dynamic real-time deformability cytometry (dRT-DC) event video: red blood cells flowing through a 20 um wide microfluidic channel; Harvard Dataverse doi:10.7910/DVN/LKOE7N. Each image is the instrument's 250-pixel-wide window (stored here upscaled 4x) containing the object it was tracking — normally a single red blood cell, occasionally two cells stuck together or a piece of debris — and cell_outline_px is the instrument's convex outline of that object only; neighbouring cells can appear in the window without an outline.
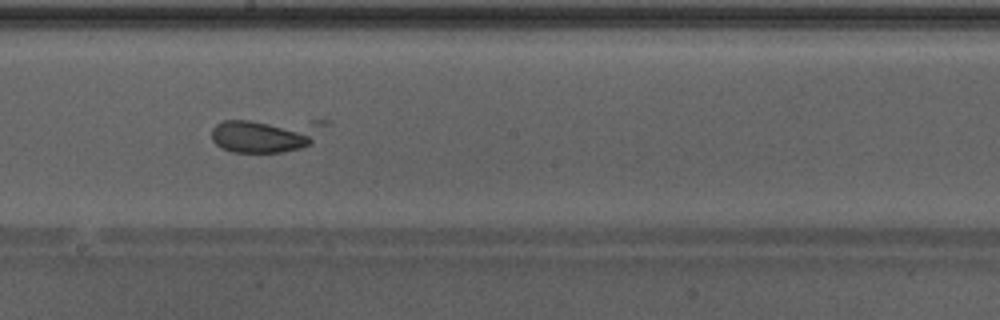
{"species": "Egyptian fruit bat (a non-hibernating species)", "species_latin": "Rousettus aegyptiacus", "temperature_condition": "warm", "stored_images_in_passage": 49, "camera_frame_rate_fps": 3000, "um_per_image_px": 0.085, "animal": {"sex": "male"}, "frame": {"image": 1, "passage_image": 28, "time_ms": 9.0, "image_size_px": [1000, 320], "cell_outline_px": [[332, 120], [308, 144], [300, 148], [280, 152], [232, 152], [216, 144], [212, 140], [212, 128], [216, 124], [224, 120]], "centroid_in_image_um": [22.61, 11.44], "position_along_channel_um": 225.6, "area_um2": 22.6}}